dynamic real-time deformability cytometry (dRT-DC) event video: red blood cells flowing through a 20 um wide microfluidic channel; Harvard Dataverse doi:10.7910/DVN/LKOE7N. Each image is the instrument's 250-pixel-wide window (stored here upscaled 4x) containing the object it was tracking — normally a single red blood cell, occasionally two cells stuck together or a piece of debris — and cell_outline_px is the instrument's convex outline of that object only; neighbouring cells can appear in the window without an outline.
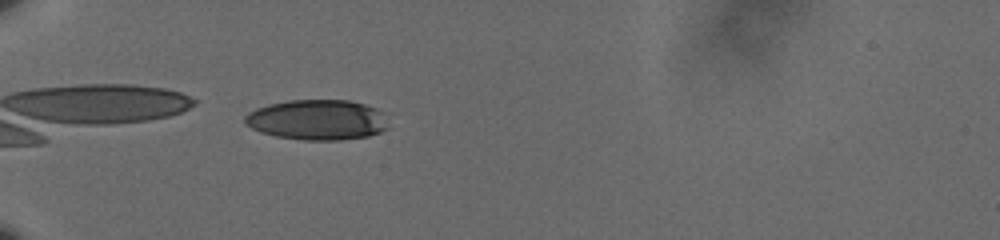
{"species": "human", "species_latin": "Homo sapiens", "temperature_condition": "cold", "stored_images_in_passage": 40, "camera_frame_rate_fps": 3000, "um_per_image_px": 0.085, "donor": {"sex": "male"}, "frame": {"image": 1, "passage_image": 1, "time_ms": 0.0, "image_size_px": [1000, 240], "cell_outline_px": [[388, 128], [380, 132], [368, 136], [340, 140], [304, 140], [276, 136], [260, 132], [244, 124], [244, 116], [248, 112], [256, 108], [268, 104], [288, 100], [348, 100], [364, 104], [376, 108], [380, 112]], "centroid_in_image_um": [26.91, 10.18], "position_along_channel_um": 58.1, "area_um2": 33.64}}
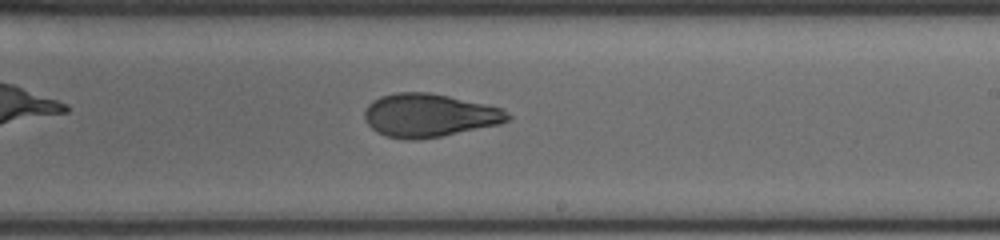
{"frame": {"image": 2, "passage_image": 19, "time_ms": 6.0, "image_size_px": [1000, 240], "cell_outline_px": [[512, 116], [508, 120], [500, 124], [440, 136], [416, 140], [404, 140], [384, 136], [376, 132], [368, 124], [364, 116], [364, 112], [368, 104], [372, 100], [380, 96], [396, 92], [428, 92], [448, 96], [500, 108], [508, 112]], "centroid_in_image_um": [36.43, 9.81], "position_along_channel_um": 252.6, "area_um2": 36.01}}
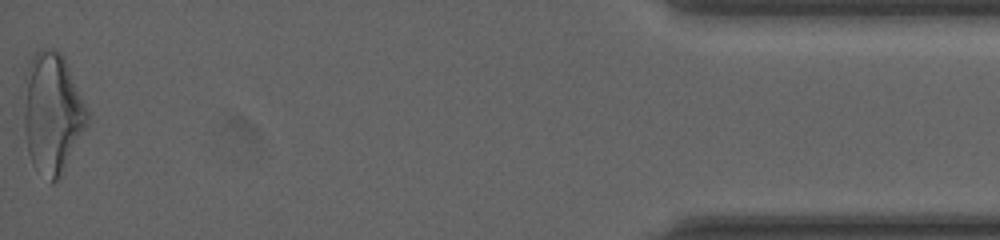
{"frame": {"image": 3, "passage_image": 40, "time_ms": 13.0, "image_size_px": [1000, 240], "cell_outline_px": [[88, 124], [60, 180], [52, 184], [32, 164], [20, 132], [20, 128], [24, 76], [28, 64], [32, 56], [40, 48], [48, 48], [60, 52], [64, 56], [88, 112]], "centroid_in_image_um": [4.37, 9.65], "position_along_channel_um": 430.8, "area_um2": 46.3}, "authors_computed_cell_mechanics": {"area_um2": 36.3562, "velocity_mm_per_s": 3.5968, "shape_relaxation_time_tau1_ms": 9.0823, "shape_relaxation_time_tau2_ms": 1.6391, "deformation_change_tau1": 0.2127, "deformation_change_tau2": 0.0849}}